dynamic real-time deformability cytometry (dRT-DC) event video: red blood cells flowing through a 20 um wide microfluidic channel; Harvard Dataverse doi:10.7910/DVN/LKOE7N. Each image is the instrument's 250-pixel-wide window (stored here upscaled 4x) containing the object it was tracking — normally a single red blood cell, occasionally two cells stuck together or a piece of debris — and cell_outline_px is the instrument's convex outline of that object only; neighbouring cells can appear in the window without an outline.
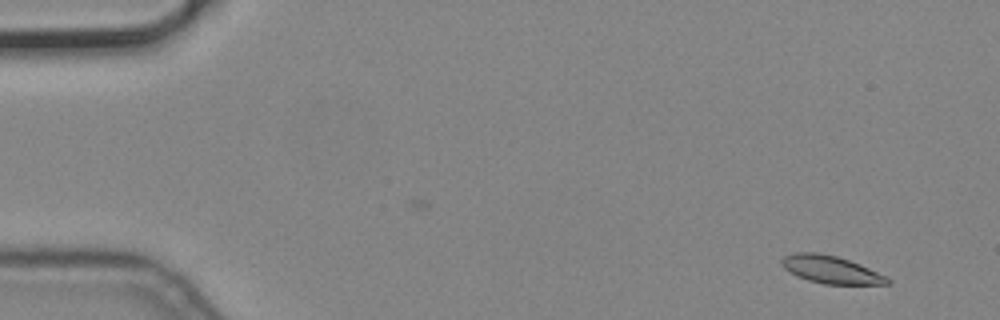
{"species": "common noctule bat (a hibernating species)", "species_latin": "Nyctalus noctula", "temperature_condition": "cold", "stored_images_in_passage": 7, "camera_frame_rate_fps": 3000, "um_per_image_px": 0.085, "animal": {"sex": "male", "body_mass_g": 19.2, "forearm_length_mm": 51.8}, "frame": {"image": 1, "passage_image": 2, "time_ms": 0.333, "image_size_px": [1000, 320], "cell_outline_px": [[892, 284], [824, 284], [808, 280], [784, 268], [780, 264], [780, 260], [784, 256], [796, 252], [816, 252], [836, 256], [860, 264], [888, 276], [892, 280]], "centroid_in_image_um": [70.67, 22.91], "position_along_channel_um": 14.3, "area_um2": 16.99}}
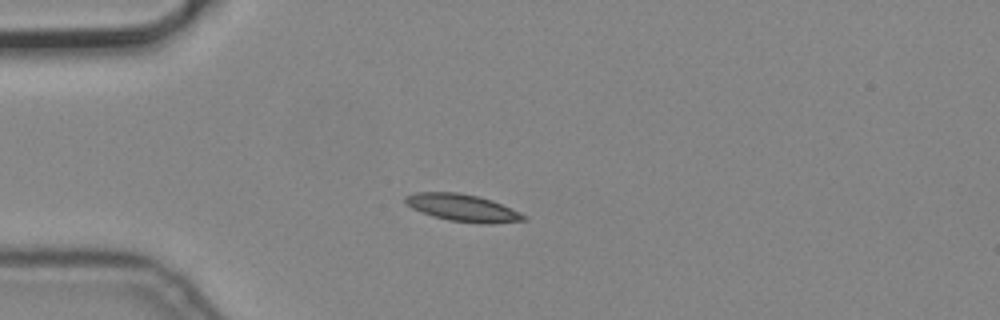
{"frame": {"image": 2, "passage_image": 5, "time_ms": 1.333, "image_size_px": [1000, 320], "cell_outline_px": [[528, 220], [492, 224], [480, 224], [448, 220], [432, 216], [412, 208], [404, 200], [404, 196], [412, 192], [456, 192], [480, 196], [492, 200], [520, 212], [528, 216]], "centroid_in_image_um": [39.35, 17.67], "position_along_channel_um": 45.6, "area_um2": 19.02}}
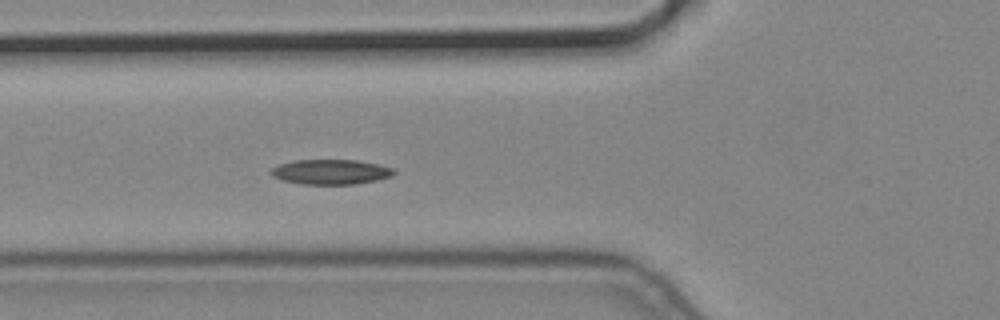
{"frame": {"image": 3, "passage_image": 7, "time_ms": 2.0, "image_size_px": [1000, 320], "cell_outline_px": [[396, 172], [392, 176], [376, 180], [356, 184], [300, 184], [284, 180], [272, 176], [268, 172], [272, 168], [280, 164], [292, 160], [356, 160], [396, 168]], "centroid_in_image_um": [28.12, 14.61], "position_along_channel_um": 97.7, "area_um2": 17.92}}